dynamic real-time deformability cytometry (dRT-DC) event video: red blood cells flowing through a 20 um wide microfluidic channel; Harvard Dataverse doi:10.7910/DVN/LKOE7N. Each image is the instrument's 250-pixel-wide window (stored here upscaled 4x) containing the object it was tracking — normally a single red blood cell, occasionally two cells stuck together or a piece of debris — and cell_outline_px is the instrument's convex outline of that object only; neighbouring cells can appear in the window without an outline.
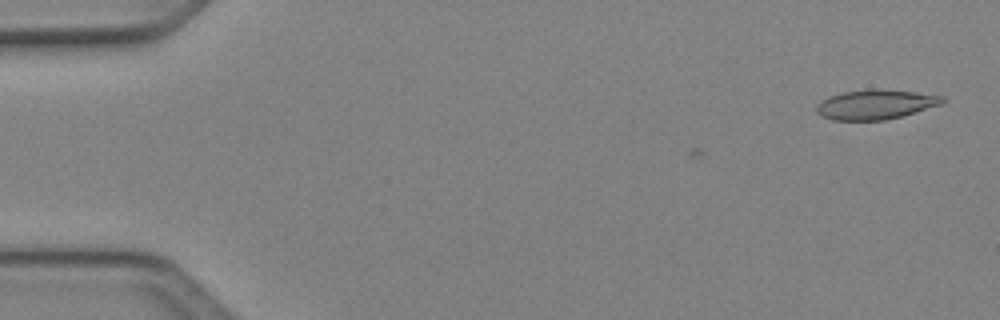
{"species": "Egyptian fruit bat (a non-hibernating species)", "species_latin": "Rousettus aegyptiacus", "temperature_condition": "cold", "stored_images_in_passage": 2, "camera_frame_rate_fps": 3000, "um_per_image_px": 0.085, "animal": {"sex": "female"}, "frame": {"image": 1, "passage_image": 2, "time_ms": 0.333, "image_size_px": [1000, 320], "cell_outline_px": [[948, 100], [944, 104], [900, 116], [884, 120], [832, 120], [820, 116], [816, 112], [816, 104], [820, 100], [828, 96], [844, 92], [872, 88], [916, 92], [944, 96]], "centroid_in_image_um": [74.42, 8.87], "position_along_channel_um": 10.6, "area_um2": 22.02}}